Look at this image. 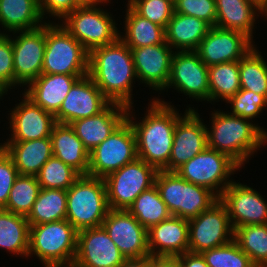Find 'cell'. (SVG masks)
Here are the masks:
<instances>
[{
	"instance_id": "cell-16",
	"label": "cell",
	"mask_w": 267,
	"mask_h": 267,
	"mask_svg": "<svg viewBox=\"0 0 267 267\" xmlns=\"http://www.w3.org/2000/svg\"><path fill=\"white\" fill-rule=\"evenodd\" d=\"M219 200L226 206L233 230L244 225L267 224V200L247 184L233 181Z\"/></svg>"
},
{
	"instance_id": "cell-39",
	"label": "cell",
	"mask_w": 267,
	"mask_h": 267,
	"mask_svg": "<svg viewBox=\"0 0 267 267\" xmlns=\"http://www.w3.org/2000/svg\"><path fill=\"white\" fill-rule=\"evenodd\" d=\"M155 186L172 216L180 217V207H183L184 178L177 172L158 170Z\"/></svg>"
},
{
	"instance_id": "cell-4",
	"label": "cell",
	"mask_w": 267,
	"mask_h": 267,
	"mask_svg": "<svg viewBox=\"0 0 267 267\" xmlns=\"http://www.w3.org/2000/svg\"><path fill=\"white\" fill-rule=\"evenodd\" d=\"M77 234L66 219L30 225L28 257L36 255L44 267L70 266L76 256Z\"/></svg>"
},
{
	"instance_id": "cell-35",
	"label": "cell",
	"mask_w": 267,
	"mask_h": 267,
	"mask_svg": "<svg viewBox=\"0 0 267 267\" xmlns=\"http://www.w3.org/2000/svg\"><path fill=\"white\" fill-rule=\"evenodd\" d=\"M233 240L256 267H267V224L239 226Z\"/></svg>"
},
{
	"instance_id": "cell-8",
	"label": "cell",
	"mask_w": 267,
	"mask_h": 267,
	"mask_svg": "<svg viewBox=\"0 0 267 267\" xmlns=\"http://www.w3.org/2000/svg\"><path fill=\"white\" fill-rule=\"evenodd\" d=\"M241 167L228 155L206 147L176 172L186 181L206 187L220 197ZM230 179V180H229Z\"/></svg>"
},
{
	"instance_id": "cell-32",
	"label": "cell",
	"mask_w": 267,
	"mask_h": 267,
	"mask_svg": "<svg viewBox=\"0 0 267 267\" xmlns=\"http://www.w3.org/2000/svg\"><path fill=\"white\" fill-rule=\"evenodd\" d=\"M66 202L67 190L41 188L27 217L29 225L65 220Z\"/></svg>"
},
{
	"instance_id": "cell-17",
	"label": "cell",
	"mask_w": 267,
	"mask_h": 267,
	"mask_svg": "<svg viewBox=\"0 0 267 267\" xmlns=\"http://www.w3.org/2000/svg\"><path fill=\"white\" fill-rule=\"evenodd\" d=\"M253 43V44H252ZM243 33L213 26L196 52L208 66L242 59L256 45Z\"/></svg>"
},
{
	"instance_id": "cell-11",
	"label": "cell",
	"mask_w": 267,
	"mask_h": 267,
	"mask_svg": "<svg viewBox=\"0 0 267 267\" xmlns=\"http://www.w3.org/2000/svg\"><path fill=\"white\" fill-rule=\"evenodd\" d=\"M188 223L190 252L202 253L233 240L234 230L226 206L220 200Z\"/></svg>"
},
{
	"instance_id": "cell-55",
	"label": "cell",
	"mask_w": 267,
	"mask_h": 267,
	"mask_svg": "<svg viewBox=\"0 0 267 267\" xmlns=\"http://www.w3.org/2000/svg\"><path fill=\"white\" fill-rule=\"evenodd\" d=\"M52 267H75V266L70 265V266H52Z\"/></svg>"
},
{
	"instance_id": "cell-24",
	"label": "cell",
	"mask_w": 267,
	"mask_h": 267,
	"mask_svg": "<svg viewBox=\"0 0 267 267\" xmlns=\"http://www.w3.org/2000/svg\"><path fill=\"white\" fill-rule=\"evenodd\" d=\"M84 76L86 75L42 73L26 86L28 89H23V94L35 105L55 116L72 85Z\"/></svg>"
},
{
	"instance_id": "cell-52",
	"label": "cell",
	"mask_w": 267,
	"mask_h": 267,
	"mask_svg": "<svg viewBox=\"0 0 267 267\" xmlns=\"http://www.w3.org/2000/svg\"><path fill=\"white\" fill-rule=\"evenodd\" d=\"M253 2L262 11L267 7V0H249Z\"/></svg>"
},
{
	"instance_id": "cell-53",
	"label": "cell",
	"mask_w": 267,
	"mask_h": 267,
	"mask_svg": "<svg viewBox=\"0 0 267 267\" xmlns=\"http://www.w3.org/2000/svg\"><path fill=\"white\" fill-rule=\"evenodd\" d=\"M265 16V18L267 19V7L263 10V14H262V16Z\"/></svg>"
},
{
	"instance_id": "cell-26",
	"label": "cell",
	"mask_w": 267,
	"mask_h": 267,
	"mask_svg": "<svg viewBox=\"0 0 267 267\" xmlns=\"http://www.w3.org/2000/svg\"><path fill=\"white\" fill-rule=\"evenodd\" d=\"M216 25L245 34L253 41L256 19L263 11L249 0H215ZM259 14V15H258Z\"/></svg>"
},
{
	"instance_id": "cell-38",
	"label": "cell",
	"mask_w": 267,
	"mask_h": 267,
	"mask_svg": "<svg viewBox=\"0 0 267 267\" xmlns=\"http://www.w3.org/2000/svg\"><path fill=\"white\" fill-rule=\"evenodd\" d=\"M80 176L59 158L51 156L36 177L40 188L68 190Z\"/></svg>"
},
{
	"instance_id": "cell-51",
	"label": "cell",
	"mask_w": 267,
	"mask_h": 267,
	"mask_svg": "<svg viewBox=\"0 0 267 267\" xmlns=\"http://www.w3.org/2000/svg\"><path fill=\"white\" fill-rule=\"evenodd\" d=\"M80 7L83 6H96V5H101L105 3H109L111 0H74ZM104 2V3H103Z\"/></svg>"
},
{
	"instance_id": "cell-37",
	"label": "cell",
	"mask_w": 267,
	"mask_h": 267,
	"mask_svg": "<svg viewBox=\"0 0 267 267\" xmlns=\"http://www.w3.org/2000/svg\"><path fill=\"white\" fill-rule=\"evenodd\" d=\"M36 176L19 175L9 193L4 210L28 217L40 191Z\"/></svg>"
},
{
	"instance_id": "cell-3",
	"label": "cell",
	"mask_w": 267,
	"mask_h": 267,
	"mask_svg": "<svg viewBox=\"0 0 267 267\" xmlns=\"http://www.w3.org/2000/svg\"><path fill=\"white\" fill-rule=\"evenodd\" d=\"M211 112V126L206 125L207 147L228 155L241 168L245 167L251 155L267 144V131L257 123L227 111Z\"/></svg>"
},
{
	"instance_id": "cell-18",
	"label": "cell",
	"mask_w": 267,
	"mask_h": 267,
	"mask_svg": "<svg viewBox=\"0 0 267 267\" xmlns=\"http://www.w3.org/2000/svg\"><path fill=\"white\" fill-rule=\"evenodd\" d=\"M126 258L100 226L78 231L75 267H120Z\"/></svg>"
},
{
	"instance_id": "cell-19",
	"label": "cell",
	"mask_w": 267,
	"mask_h": 267,
	"mask_svg": "<svg viewBox=\"0 0 267 267\" xmlns=\"http://www.w3.org/2000/svg\"><path fill=\"white\" fill-rule=\"evenodd\" d=\"M110 103L92 78L86 75L72 85L55 115V120L57 123L70 124L75 120L99 114Z\"/></svg>"
},
{
	"instance_id": "cell-50",
	"label": "cell",
	"mask_w": 267,
	"mask_h": 267,
	"mask_svg": "<svg viewBox=\"0 0 267 267\" xmlns=\"http://www.w3.org/2000/svg\"><path fill=\"white\" fill-rule=\"evenodd\" d=\"M120 267H150V256L140 259H126Z\"/></svg>"
},
{
	"instance_id": "cell-34",
	"label": "cell",
	"mask_w": 267,
	"mask_h": 267,
	"mask_svg": "<svg viewBox=\"0 0 267 267\" xmlns=\"http://www.w3.org/2000/svg\"><path fill=\"white\" fill-rule=\"evenodd\" d=\"M127 210L147 230L172 216L155 185L140 193Z\"/></svg>"
},
{
	"instance_id": "cell-30",
	"label": "cell",
	"mask_w": 267,
	"mask_h": 267,
	"mask_svg": "<svg viewBox=\"0 0 267 267\" xmlns=\"http://www.w3.org/2000/svg\"><path fill=\"white\" fill-rule=\"evenodd\" d=\"M125 13V35L119 38L129 47L138 48L157 45L166 41L165 28L138 15L128 4Z\"/></svg>"
},
{
	"instance_id": "cell-7",
	"label": "cell",
	"mask_w": 267,
	"mask_h": 267,
	"mask_svg": "<svg viewBox=\"0 0 267 267\" xmlns=\"http://www.w3.org/2000/svg\"><path fill=\"white\" fill-rule=\"evenodd\" d=\"M100 6L77 7L60 22L89 53L113 43L120 36L114 17Z\"/></svg>"
},
{
	"instance_id": "cell-12",
	"label": "cell",
	"mask_w": 267,
	"mask_h": 267,
	"mask_svg": "<svg viewBox=\"0 0 267 267\" xmlns=\"http://www.w3.org/2000/svg\"><path fill=\"white\" fill-rule=\"evenodd\" d=\"M12 34L15 88L19 85L25 88L42 74L46 23L33 30L16 31Z\"/></svg>"
},
{
	"instance_id": "cell-25",
	"label": "cell",
	"mask_w": 267,
	"mask_h": 267,
	"mask_svg": "<svg viewBox=\"0 0 267 267\" xmlns=\"http://www.w3.org/2000/svg\"><path fill=\"white\" fill-rule=\"evenodd\" d=\"M0 145L12 157L19 175L37 176L53 156L50 137L29 141H4Z\"/></svg>"
},
{
	"instance_id": "cell-29",
	"label": "cell",
	"mask_w": 267,
	"mask_h": 267,
	"mask_svg": "<svg viewBox=\"0 0 267 267\" xmlns=\"http://www.w3.org/2000/svg\"><path fill=\"white\" fill-rule=\"evenodd\" d=\"M45 23L39 0H0V25L7 33L33 30Z\"/></svg>"
},
{
	"instance_id": "cell-46",
	"label": "cell",
	"mask_w": 267,
	"mask_h": 267,
	"mask_svg": "<svg viewBox=\"0 0 267 267\" xmlns=\"http://www.w3.org/2000/svg\"><path fill=\"white\" fill-rule=\"evenodd\" d=\"M19 176L12 157L0 147V208L6 206L11 188Z\"/></svg>"
},
{
	"instance_id": "cell-31",
	"label": "cell",
	"mask_w": 267,
	"mask_h": 267,
	"mask_svg": "<svg viewBox=\"0 0 267 267\" xmlns=\"http://www.w3.org/2000/svg\"><path fill=\"white\" fill-rule=\"evenodd\" d=\"M30 225L27 217L0 208V248L28 257Z\"/></svg>"
},
{
	"instance_id": "cell-33",
	"label": "cell",
	"mask_w": 267,
	"mask_h": 267,
	"mask_svg": "<svg viewBox=\"0 0 267 267\" xmlns=\"http://www.w3.org/2000/svg\"><path fill=\"white\" fill-rule=\"evenodd\" d=\"M208 79L210 103L219 102L221 99L226 102L241 89L239 61L224 62L208 67Z\"/></svg>"
},
{
	"instance_id": "cell-22",
	"label": "cell",
	"mask_w": 267,
	"mask_h": 267,
	"mask_svg": "<svg viewBox=\"0 0 267 267\" xmlns=\"http://www.w3.org/2000/svg\"><path fill=\"white\" fill-rule=\"evenodd\" d=\"M128 107L110 103L99 114L70 123L88 152L108 138L126 119Z\"/></svg>"
},
{
	"instance_id": "cell-14",
	"label": "cell",
	"mask_w": 267,
	"mask_h": 267,
	"mask_svg": "<svg viewBox=\"0 0 267 267\" xmlns=\"http://www.w3.org/2000/svg\"><path fill=\"white\" fill-rule=\"evenodd\" d=\"M101 226L126 259L150 256L148 230L128 210L109 209Z\"/></svg>"
},
{
	"instance_id": "cell-45",
	"label": "cell",
	"mask_w": 267,
	"mask_h": 267,
	"mask_svg": "<svg viewBox=\"0 0 267 267\" xmlns=\"http://www.w3.org/2000/svg\"><path fill=\"white\" fill-rule=\"evenodd\" d=\"M174 12L204 20L211 27L216 25L215 0H174Z\"/></svg>"
},
{
	"instance_id": "cell-44",
	"label": "cell",
	"mask_w": 267,
	"mask_h": 267,
	"mask_svg": "<svg viewBox=\"0 0 267 267\" xmlns=\"http://www.w3.org/2000/svg\"><path fill=\"white\" fill-rule=\"evenodd\" d=\"M0 29V89L7 94L15 87L12 37Z\"/></svg>"
},
{
	"instance_id": "cell-23",
	"label": "cell",
	"mask_w": 267,
	"mask_h": 267,
	"mask_svg": "<svg viewBox=\"0 0 267 267\" xmlns=\"http://www.w3.org/2000/svg\"><path fill=\"white\" fill-rule=\"evenodd\" d=\"M188 220L171 216L148 230L150 256L177 257L188 251Z\"/></svg>"
},
{
	"instance_id": "cell-36",
	"label": "cell",
	"mask_w": 267,
	"mask_h": 267,
	"mask_svg": "<svg viewBox=\"0 0 267 267\" xmlns=\"http://www.w3.org/2000/svg\"><path fill=\"white\" fill-rule=\"evenodd\" d=\"M261 53L255 46L239 60L240 84L241 89L267 98V62Z\"/></svg>"
},
{
	"instance_id": "cell-54",
	"label": "cell",
	"mask_w": 267,
	"mask_h": 267,
	"mask_svg": "<svg viewBox=\"0 0 267 267\" xmlns=\"http://www.w3.org/2000/svg\"><path fill=\"white\" fill-rule=\"evenodd\" d=\"M3 95L5 96L6 94L0 89V99H2Z\"/></svg>"
},
{
	"instance_id": "cell-6",
	"label": "cell",
	"mask_w": 267,
	"mask_h": 267,
	"mask_svg": "<svg viewBox=\"0 0 267 267\" xmlns=\"http://www.w3.org/2000/svg\"><path fill=\"white\" fill-rule=\"evenodd\" d=\"M57 23H46L42 73L88 75L89 52L59 22Z\"/></svg>"
},
{
	"instance_id": "cell-15",
	"label": "cell",
	"mask_w": 267,
	"mask_h": 267,
	"mask_svg": "<svg viewBox=\"0 0 267 267\" xmlns=\"http://www.w3.org/2000/svg\"><path fill=\"white\" fill-rule=\"evenodd\" d=\"M196 108H186L177 121L174 130L171 155L168 165L163 169L176 172L188 160L201 153L207 147L206 124L200 118Z\"/></svg>"
},
{
	"instance_id": "cell-5",
	"label": "cell",
	"mask_w": 267,
	"mask_h": 267,
	"mask_svg": "<svg viewBox=\"0 0 267 267\" xmlns=\"http://www.w3.org/2000/svg\"><path fill=\"white\" fill-rule=\"evenodd\" d=\"M67 213L77 231L100 227L109 211L104 178L81 175L67 190Z\"/></svg>"
},
{
	"instance_id": "cell-40",
	"label": "cell",
	"mask_w": 267,
	"mask_h": 267,
	"mask_svg": "<svg viewBox=\"0 0 267 267\" xmlns=\"http://www.w3.org/2000/svg\"><path fill=\"white\" fill-rule=\"evenodd\" d=\"M218 200L219 197L210 189L184 179L183 207H180V218L186 220L195 218Z\"/></svg>"
},
{
	"instance_id": "cell-21",
	"label": "cell",
	"mask_w": 267,
	"mask_h": 267,
	"mask_svg": "<svg viewBox=\"0 0 267 267\" xmlns=\"http://www.w3.org/2000/svg\"><path fill=\"white\" fill-rule=\"evenodd\" d=\"M136 75L140 83L152 90L165 91L171 73V60L175 52L166 43L130 48Z\"/></svg>"
},
{
	"instance_id": "cell-28",
	"label": "cell",
	"mask_w": 267,
	"mask_h": 267,
	"mask_svg": "<svg viewBox=\"0 0 267 267\" xmlns=\"http://www.w3.org/2000/svg\"><path fill=\"white\" fill-rule=\"evenodd\" d=\"M210 28L204 20L174 12L165 29L166 43L175 51H196Z\"/></svg>"
},
{
	"instance_id": "cell-1",
	"label": "cell",
	"mask_w": 267,
	"mask_h": 267,
	"mask_svg": "<svg viewBox=\"0 0 267 267\" xmlns=\"http://www.w3.org/2000/svg\"><path fill=\"white\" fill-rule=\"evenodd\" d=\"M153 98L150 100L144 117L137 122L133 106L128 107L127 120L136 136L137 156L157 170H163L171 155L174 130L182 117L174 105ZM132 110V111H131ZM178 110V111H177Z\"/></svg>"
},
{
	"instance_id": "cell-49",
	"label": "cell",
	"mask_w": 267,
	"mask_h": 267,
	"mask_svg": "<svg viewBox=\"0 0 267 267\" xmlns=\"http://www.w3.org/2000/svg\"><path fill=\"white\" fill-rule=\"evenodd\" d=\"M150 267H181L178 257L150 256Z\"/></svg>"
},
{
	"instance_id": "cell-20",
	"label": "cell",
	"mask_w": 267,
	"mask_h": 267,
	"mask_svg": "<svg viewBox=\"0 0 267 267\" xmlns=\"http://www.w3.org/2000/svg\"><path fill=\"white\" fill-rule=\"evenodd\" d=\"M22 100L10 109V131L6 141H29L50 137L54 125L57 123L55 116L38 105H35L22 93Z\"/></svg>"
},
{
	"instance_id": "cell-13",
	"label": "cell",
	"mask_w": 267,
	"mask_h": 267,
	"mask_svg": "<svg viewBox=\"0 0 267 267\" xmlns=\"http://www.w3.org/2000/svg\"><path fill=\"white\" fill-rule=\"evenodd\" d=\"M177 90L196 101L210 103L208 66L196 51H175L171 60L169 88Z\"/></svg>"
},
{
	"instance_id": "cell-47",
	"label": "cell",
	"mask_w": 267,
	"mask_h": 267,
	"mask_svg": "<svg viewBox=\"0 0 267 267\" xmlns=\"http://www.w3.org/2000/svg\"><path fill=\"white\" fill-rule=\"evenodd\" d=\"M39 7L44 20L47 18L45 14L62 20L67 14L80 6L74 0H39Z\"/></svg>"
},
{
	"instance_id": "cell-41",
	"label": "cell",
	"mask_w": 267,
	"mask_h": 267,
	"mask_svg": "<svg viewBox=\"0 0 267 267\" xmlns=\"http://www.w3.org/2000/svg\"><path fill=\"white\" fill-rule=\"evenodd\" d=\"M201 254L209 267H256L234 240Z\"/></svg>"
},
{
	"instance_id": "cell-10",
	"label": "cell",
	"mask_w": 267,
	"mask_h": 267,
	"mask_svg": "<svg viewBox=\"0 0 267 267\" xmlns=\"http://www.w3.org/2000/svg\"><path fill=\"white\" fill-rule=\"evenodd\" d=\"M137 157L135 132L126 119L108 138L89 152L88 175L105 178Z\"/></svg>"
},
{
	"instance_id": "cell-42",
	"label": "cell",
	"mask_w": 267,
	"mask_h": 267,
	"mask_svg": "<svg viewBox=\"0 0 267 267\" xmlns=\"http://www.w3.org/2000/svg\"><path fill=\"white\" fill-rule=\"evenodd\" d=\"M226 103L231 104V110L228 112L229 114L253 122L252 119L259 117L258 115L267 107V98L253 91L240 89L234 96L230 97Z\"/></svg>"
},
{
	"instance_id": "cell-27",
	"label": "cell",
	"mask_w": 267,
	"mask_h": 267,
	"mask_svg": "<svg viewBox=\"0 0 267 267\" xmlns=\"http://www.w3.org/2000/svg\"><path fill=\"white\" fill-rule=\"evenodd\" d=\"M50 139L53 156L72 167L80 175H88L89 152L70 124L56 123Z\"/></svg>"
},
{
	"instance_id": "cell-2",
	"label": "cell",
	"mask_w": 267,
	"mask_h": 267,
	"mask_svg": "<svg viewBox=\"0 0 267 267\" xmlns=\"http://www.w3.org/2000/svg\"><path fill=\"white\" fill-rule=\"evenodd\" d=\"M88 75L111 103L133 106V82L138 78L131 49L120 38L89 53Z\"/></svg>"
},
{
	"instance_id": "cell-48",
	"label": "cell",
	"mask_w": 267,
	"mask_h": 267,
	"mask_svg": "<svg viewBox=\"0 0 267 267\" xmlns=\"http://www.w3.org/2000/svg\"><path fill=\"white\" fill-rule=\"evenodd\" d=\"M177 257L181 267H209L201 253L187 251Z\"/></svg>"
},
{
	"instance_id": "cell-43",
	"label": "cell",
	"mask_w": 267,
	"mask_h": 267,
	"mask_svg": "<svg viewBox=\"0 0 267 267\" xmlns=\"http://www.w3.org/2000/svg\"><path fill=\"white\" fill-rule=\"evenodd\" d=\"M140 16L166 29L174 13V0H127Z\"/></svg>"
},
{
	"instance_id": "cell-9",
	"label": "cell",
	"mask_w": 267,
	"mask_h": 267,
	"mask_svg": "<svg viewBox=\"0 0 267 267\" xmlns=\"http://www.w3.org/2000/svg\"><path fill=\"white\" fill-rule=\"evenodd\" d=\"M158 170L136 158L105 178L109 209L127 210L136 197L155 185Z\"/></svg>"
}]
</instances>
